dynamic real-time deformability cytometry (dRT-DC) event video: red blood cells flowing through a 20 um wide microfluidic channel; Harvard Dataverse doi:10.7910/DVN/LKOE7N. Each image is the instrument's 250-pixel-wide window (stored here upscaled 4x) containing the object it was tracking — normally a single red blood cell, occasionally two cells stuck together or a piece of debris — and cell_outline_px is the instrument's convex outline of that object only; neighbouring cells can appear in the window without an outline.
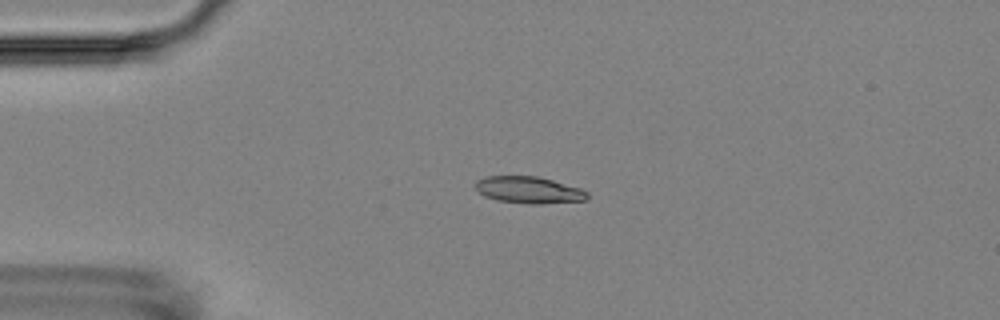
{"species": "Egyptian fruit bat (a non-hibernating species)", "species_latin": "Rousettus aegyptiacus", "temperature_condition": "room temperature", "stored_images_in_passage": 4, "camera_frame_rate_fps": 3000, "um_per_image_px": 0.085, "animal": {"sex": "female"}, "frame": {"image": 1, "passage_image": 3, "time_ms": 2.333, "image_size_px": [1000, 320], "cell_outline_px": [[588, 200], [540, 204], [528, 204], [496, 200], [484, 196], [476, 188], [476, 180], [484, 176], [536, 176], [552, 180], [580, 188], [588, 192]], "centroid_in_image_um": [44.95, 16.15], "position_along_channel_um": 40.1, "area_um2": 17.51}}